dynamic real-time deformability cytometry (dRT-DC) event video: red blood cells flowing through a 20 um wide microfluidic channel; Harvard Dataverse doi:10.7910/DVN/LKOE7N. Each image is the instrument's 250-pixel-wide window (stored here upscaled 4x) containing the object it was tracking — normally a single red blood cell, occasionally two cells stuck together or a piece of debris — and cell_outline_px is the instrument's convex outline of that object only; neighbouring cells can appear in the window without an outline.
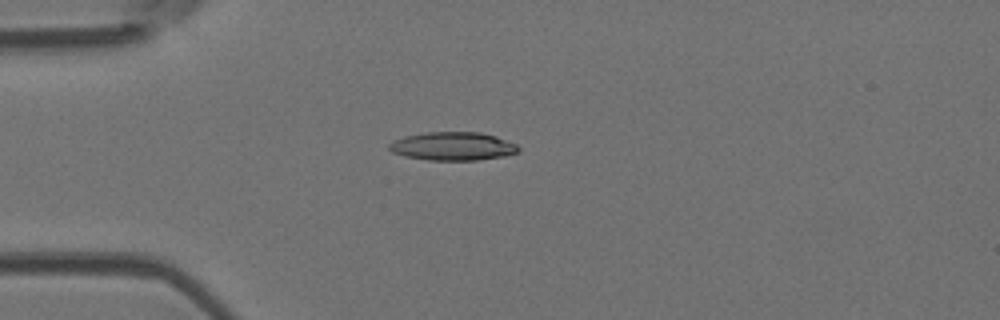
{"species": "Egyptian fruit bat (a non-hibernating species)", "species_latin": "Rousettus aegyptiacus", "temperature_condition": "room temperature", "stored_images_in_passage": 4, "camera_frame_rate_fps": 3000, "um_per_image_px": 0.085, "animal": {"sex": "female"}, "frame": {"image": 1, "passage_image": 3, "time_ms": 2.333, "image_size_px": [1000, 320], "cell_outline_px": [[520, 152], [504, 156], [476, 160], [428, 160], [404, 156], [392, 152], [388, 148], [388, 144], [392, 140], [404, 136], [428, 132], [480, 132], [496, 136], [516, 144], [520, 148]], "centroid_in_image_um": [38.48, 12.43], "position_along_channel_um": 46.5, "area_um2": 21.5}}